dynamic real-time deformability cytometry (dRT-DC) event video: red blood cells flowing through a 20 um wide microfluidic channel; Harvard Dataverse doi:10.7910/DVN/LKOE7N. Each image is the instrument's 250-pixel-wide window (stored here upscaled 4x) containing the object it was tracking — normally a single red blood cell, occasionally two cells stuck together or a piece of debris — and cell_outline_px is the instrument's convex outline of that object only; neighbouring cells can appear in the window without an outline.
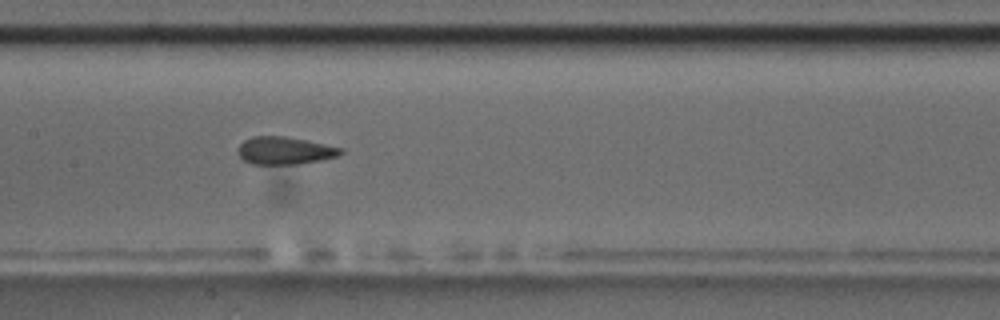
{"species": "common noctule bat (a hibernating species)", "species_latin": "Nyctalus noctula", "temperature_condition": "room temperature", "stored_images_in_passage": 12, "camera_frame_rate_fps": 3000, "um_per_image_px": 0.085, "animal": {"sex": "male", "body_mass_g": 17.5, "forearm_length_mm": 52.3}, "frame": {"image": 1, "passage_image": 9, "time_ms": 10.0, "image_size_px": [1000, 320], "cell_outline_px": [[344, 152], [336, 156], [320, 160], [296, 164], [252, 164], [244, 160], [236, 152], [236, 148], [244, 140], [252, 136], [284, 136], [344, 148]], "centroid_in_image_um": [24.16, 12.8], "position_along_channel_um": 183.2, "area_um2": 16.47}}
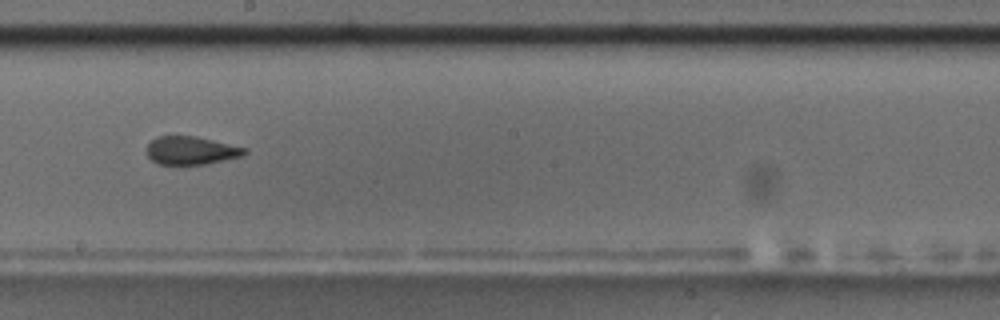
{"frame": {"image": 2, "passage_image": 10, "time_ms": 11.333, "image_size_px": [1000, 320], "cell_outline_px": [[248, 152], [244, 156], [204, 164], [180, 168], [160, 164], [152, 160], [148, 156], [148, 144], [156, 136], [196, 136], [248, 148]], "centroid_in_image_um": [16.26, 12.83], "position_along_channel_um": 231.9, "area_um2": 16.65}}